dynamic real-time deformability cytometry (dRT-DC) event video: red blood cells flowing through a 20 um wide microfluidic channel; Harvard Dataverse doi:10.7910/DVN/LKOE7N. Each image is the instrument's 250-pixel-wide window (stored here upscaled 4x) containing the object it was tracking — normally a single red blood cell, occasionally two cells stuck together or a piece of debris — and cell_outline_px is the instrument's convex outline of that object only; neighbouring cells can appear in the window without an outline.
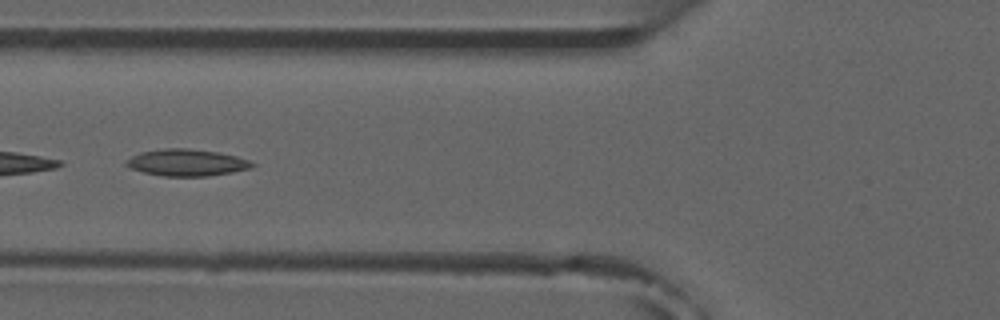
{"species": "common noctule bat (a hibernating species)", "species_latin": "Nyctalus noctula", "temperature_condition": "room temperature", "stored_images_in_passage": 9, "camera_frame_rate_fps": 3000, "um_per_image_px": 0.085, "animal": {"sex": "male", "forearm_length_mm": 52.5}, "frame": {"image": 1, "passage_image": 6, "time_ms": 5.667, "image_size_px": [1000, 320], "cell_outline_px": [[256, 164], [252, 168], [232, 172], [208, 176], [164, 176], [144, 172], [132, 168], [124, 164], [132, 156], [140, 152], [164, 148], [188, 148], [216, 152], [236, 156], [248, 160]], "centroid_in_image_um": [15.89, 13.82], "position_along_channel_um": 109.9, "area_um2": 19.48}}
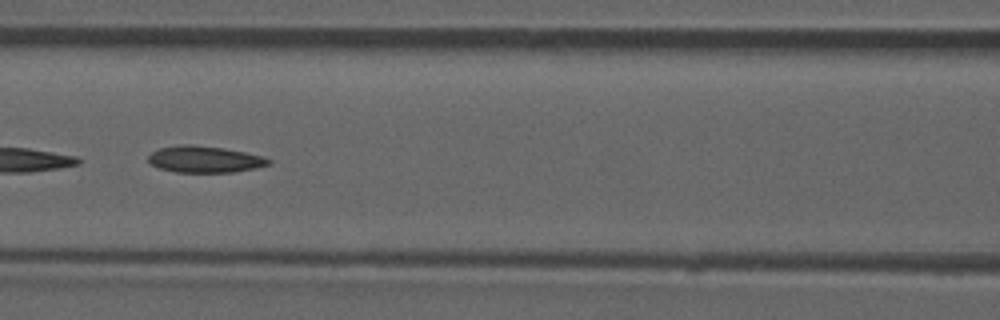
{"frame": {"image": 2, "passage_image": 7, "time_ms": 6.667, "image_size_px": [1000, 320], "cell_outline_px": [[272, 164], [256, 168], [232, 172], [176, 172], [160, 168], [148, 164], [148, 156], [152, 152], [160, 148], [180, 144], [192, 144], [224, 148], [264, 156], [272, 160]], "centroid_in_image_um": [17.41, 13.54], "position_along_channel_um": 149.2, "area_um2": 18.79}}